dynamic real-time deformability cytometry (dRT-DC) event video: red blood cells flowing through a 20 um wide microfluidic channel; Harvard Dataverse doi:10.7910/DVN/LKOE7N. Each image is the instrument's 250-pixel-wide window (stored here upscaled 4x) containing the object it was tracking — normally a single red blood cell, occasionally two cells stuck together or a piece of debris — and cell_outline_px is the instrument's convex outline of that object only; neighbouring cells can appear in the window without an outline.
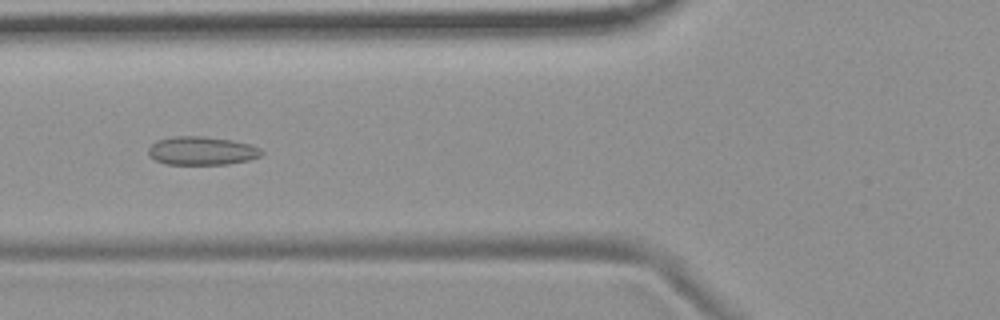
{"species": "common noctule bat (a hibernating species)", "species_latin": "Nyctalus noctula", "temperature_condition": "room temperature", "stored_images_in_passage": 34, "camera_frame_rate_fps": 3000, "um_per_image_px": 0.085, "animal": {"sex": "female", "body_mass_g": 19.9}, "frame": {"image": 1, "passage_image": 9, "time_ms": 2.667, "image_size_px": [1000, 320], "cell_outline_px": [[264, 152], [260, 156], [248, 160], [228, 164], [164, 164], [148, 156], [148, 148], [156, 140], [172, 136], [204, 136], [232, 140], [248, 144], [260, 148]], "centroid_in_image_um": [17.12, 12.81], "position_along_channel_um": 108.7, "area_um2": 18.84}}
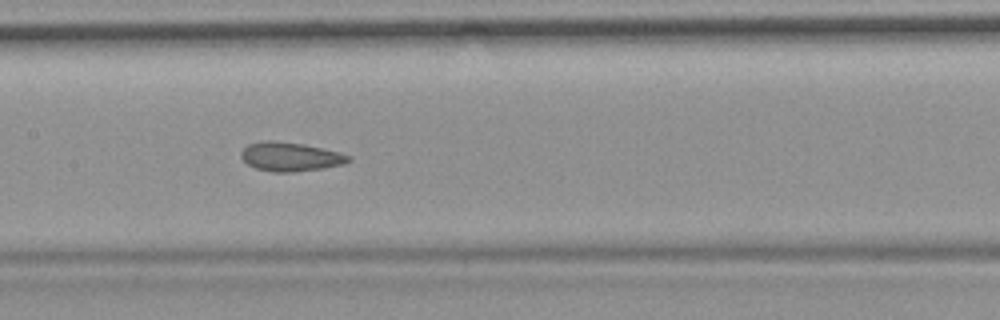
{"frame": {"image": 2, "passage_image": 15, "time_ms": 4.667, "image_size_px": [1000, 320], "cell_outline_px": [[352, 160], [344, 164], [324, 168], [292, 172], [272, 172], [256, 168], [248, 164], [240, 156], [240, 152], [248, 144], [268, 140], [272, 140], [304, 144], [340, 152], [352, 156]], "centroid_in_image_um": [24.71, 13.32], "position_along_channel_um": 182.7, "area_um2": 18.21}}
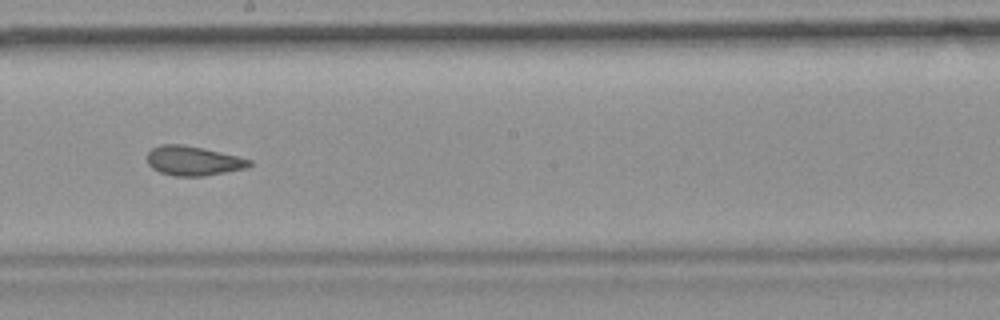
{"frame": {"image": 3, "passage_image": 19, "time_ms": 6.0, "image_size_px": [1000, 320], "cell_outline_px": [[252, 164], [248, 168], [204, 176], [172, 176], [160, 172], [152, 168], [148, 164], [148, 152], [152, 148], [160, 144], [184, 144], [204, 148], [252, 160]], "centroid_in_image_um": [16.42, 13.67], "position_along_channel_um": 231.8, "area_um2": 17.63}, "authors_computed_cell_mechanics": {"area_um2": 17.8891, "velocity_mm_per_s": 3.7089, "shape_relaxation_time_tau1_ms": null, "shape_relaxation_time_tau2_ms": 2.2522, "deformation_change_tau1": null, "deformation_change_tau2": 0.0782}}